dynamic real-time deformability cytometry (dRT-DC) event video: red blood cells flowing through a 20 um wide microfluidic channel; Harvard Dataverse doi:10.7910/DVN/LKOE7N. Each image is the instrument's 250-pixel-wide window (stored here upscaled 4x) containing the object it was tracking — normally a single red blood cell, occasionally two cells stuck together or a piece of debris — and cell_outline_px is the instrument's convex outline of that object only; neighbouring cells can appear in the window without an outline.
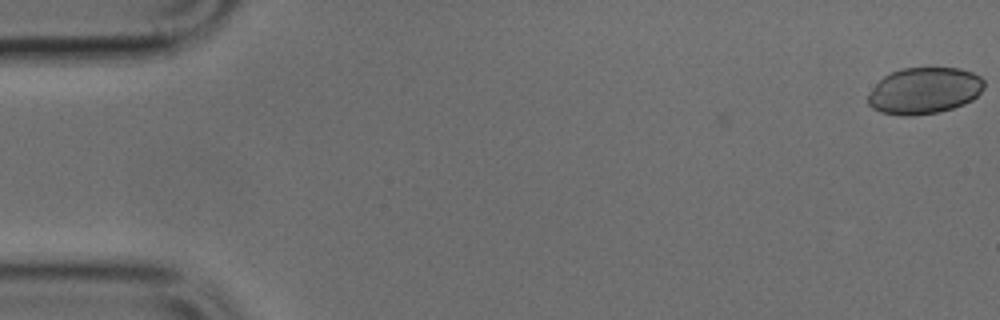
{"species": "common noctule bat (a hibernating species)", "species_latin": "Nyctalus noctula", "temperature_condition": "cold", "stored_images_in_passage": 4, "camera_frame_rate_fps": 3000, "um_per_image_px": 0.085, "animal": {"sex": "male", "body_mass_g": 17.9, "forearm_length_mm": 54.2}, "frame": {"image": 1, "passage_image": 1, "time_ms": 0.0, "image_size_px": [1000, 320], "cell_outline_px": [[984, 88], [972, 100], [964, 104], [940, 112], [912, 116], [904, 116], [880, 112], [872, 108], [868, 104], [868, 96], [876, 84], [884, 76], [900, 68], [960, 68], [972, 72], [980, 76], [984, 80]], "centroid_in_image_um": [78.57, 7.71], "position_along_channel_um": 6.4, "area_um2": 31.5}}